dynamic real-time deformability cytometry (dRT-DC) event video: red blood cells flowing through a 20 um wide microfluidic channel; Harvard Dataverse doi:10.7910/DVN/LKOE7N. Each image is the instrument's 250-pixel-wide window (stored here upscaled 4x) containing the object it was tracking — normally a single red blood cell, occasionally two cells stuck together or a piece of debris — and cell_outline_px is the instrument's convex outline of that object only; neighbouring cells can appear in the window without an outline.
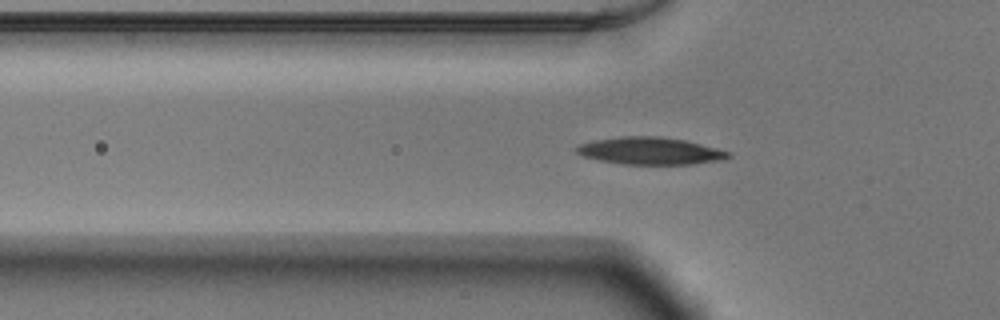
{"species": "Egyptian fruit bat (a non-hibernating species)", "species_latin": "Rousettus aegyptiacus", "temperature_condition": "warm", "stored_images_in_passage": 41, "camera_frame_rate_fps": 3000, "um_per_image_px": 0.085, "animal": {"sex": "male"}, "frame": {"image": 1, "passage_image": 5, "time_ms": 1.333, "image_size_px": [1000, 320], "cell_outline_px": [[732, 156], [724, 160], [692, 164], [624, 164], [600, 160], [584, 156], [576, 152], [572, 148], [580, 144], [592, 140], [620, 136], [660, 136], [684, 140], [716, 148], [728, 152]], "centroid_in_image_um": [55.23, 12.82], "position_along_channel_um": 70.6, "area_um2": 24.1}}
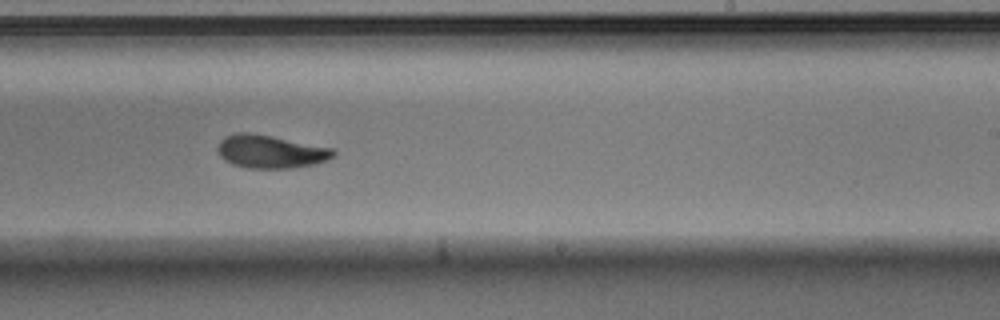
{"frame": {"image": 2, "passage_image": 20, "time_ms": 6.333, "image_size_px": [1000, 320], "cell_outline_px": [[336, 156], [328, 160], [316, 164], [292, 168], [248, 168], [232, 164], [224, 160], [220, 156], [216, 148], [220, 140], [224, 136], [240, 132], [248, 132], [332, 148], [336, 152]], "centroid_in_image_um": [22.98, 12.9], "position_along_channel_um": 266.0, "area_um2": 22.31}}
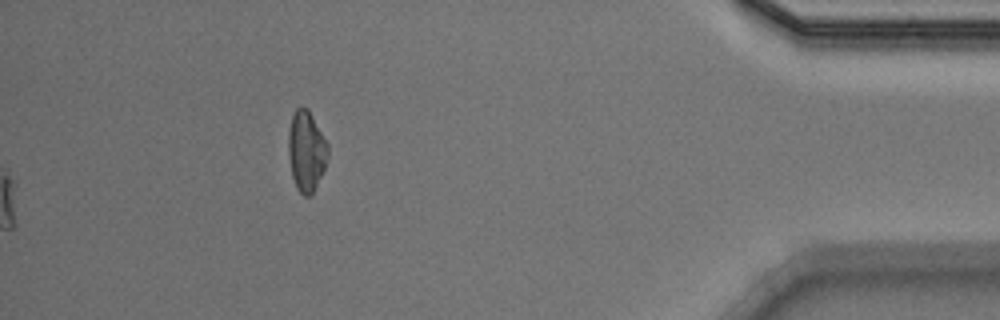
{"frame": {"image": 3, "passage_image": 41, "time_ms": 13.333, "image_size_px": [1000, 320], "cell_outline_px": [[328, 156], [324, 168], [312, 192], [308, 196], [304, 196], [296, 188], [292, 176], [288, 156], [288, 132], [292, 116], [296, 108], [308, 108], [328, 144]], "centroid_in_image_um": [26.02, 12.82], "position_along_channel_um": 409.2, "area_um2": 18.32}, "authors_computed_cell_mechanics": {"area_um2": 22.3108, "velocity_mm_per_s": 3.8981, "shape_relaxation_time_tau1_ms": 2.9627, "shape_relaxation_time_tau2_ms": 2.4995, "deformation_change_tau1": 0.1391, "deformation_change_tau2": 0.0701}}